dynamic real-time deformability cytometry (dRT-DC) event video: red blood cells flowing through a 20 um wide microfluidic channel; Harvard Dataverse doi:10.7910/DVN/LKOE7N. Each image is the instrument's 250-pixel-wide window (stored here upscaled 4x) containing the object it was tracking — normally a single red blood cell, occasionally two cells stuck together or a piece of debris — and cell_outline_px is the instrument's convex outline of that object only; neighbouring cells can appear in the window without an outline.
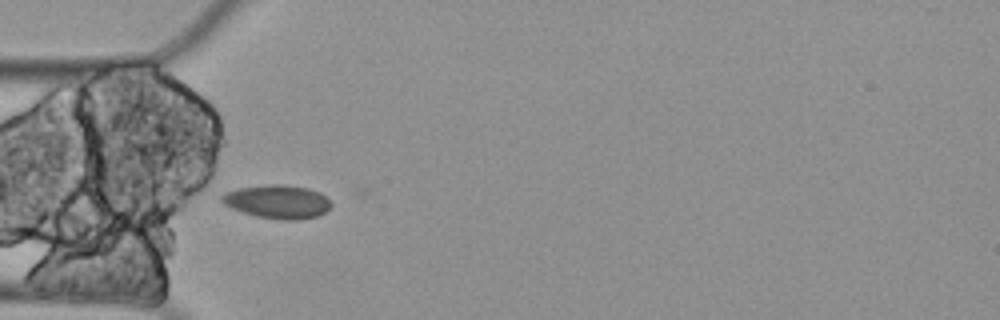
{"species": "Egyptian fruit bat (a non-hibernating species)", "species_latin": "Rousettus aegyptiacus", "temperature_condition": "cold", "stored_images_in_passage": 3, "camera_frame_rate_fps": 3000, "um_per_image_px": 0.085, "animal": {"sex": "female"}, "frame": {"image": 1, "passage_image": 2, "time_ms": 0.333, "image_size_px": [1000, 320], "cell_outline_px": [[332, 204], [324, 212], [316, 216], [296, 220], [284, 220], [256, 216], [232, 208], [224, 204], [220, 200], [220, 196], [224, 192], [240, 188], [268, 184], [280, 184], [308, 188], [320, 192]], "centroid_in_image_um": [23.56, 17.13], "position_along_channel_um": 61.4, "area_um2": 21.15}}
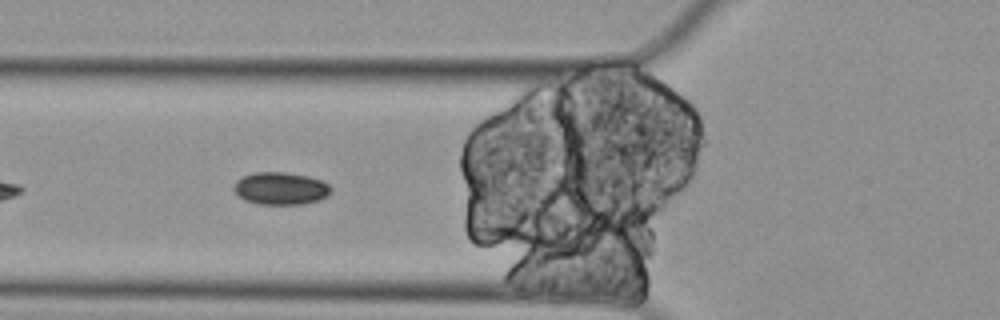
{"frame": {"image": 2, "passage_image": 3, "time_ms": 0.667, "image_size_px": [1000, 320], "cell_outline_px": [[332, 192], [328, 196], [320, 200], [304, 204], [256, 204], [244, 200], [236, 192], [236, 180], [252, 172], [284, 172], [308, 176], [320, 180], [328, 184], [332, 188]], "centroid_in_image_um": [23.9, 16.02], "position_along_channel_um": 101.9, "area_um2": 18.38}}